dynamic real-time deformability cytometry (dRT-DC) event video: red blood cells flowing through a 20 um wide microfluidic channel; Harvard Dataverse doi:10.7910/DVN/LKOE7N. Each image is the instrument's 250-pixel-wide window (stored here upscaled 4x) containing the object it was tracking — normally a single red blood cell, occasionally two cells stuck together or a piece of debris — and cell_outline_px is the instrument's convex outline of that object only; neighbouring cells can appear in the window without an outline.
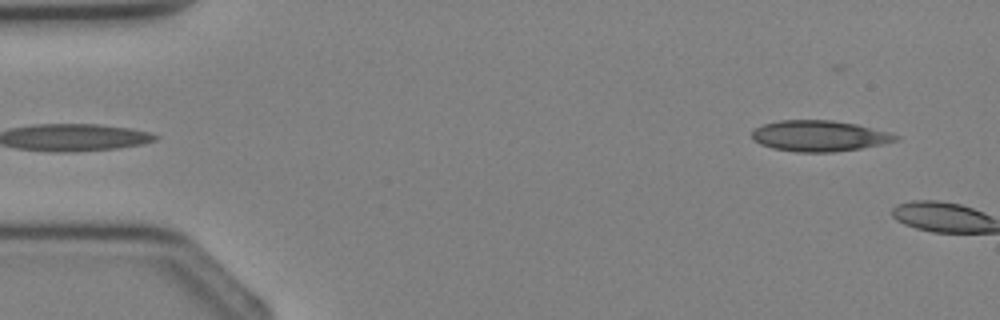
{"species": "Egyptian fruit bat (a non-hibernating species)", "species_latin": "Rousettus aegyptiacus", "temperature_condition": "cold", "stored_images_in_passage": 3, "segment_of_instrument_passage": [2, 2], "camera_frame_rate_fps": 3000, "um_per_image_px": 0.085, "animal": {"sex": "female"}, "frame": {"image": 1, "passage_image": 3, "time_ms": 2.333, "image_size_px": [1000, 320], "cell_outline_px": [[900, 140], [884, 144], [860, 148], [832, 152], [796, 152], [772, 148], [760, 144], [752, 140], [752, 132], [756, 128], [764, 124], [780, 120], [832, 120], [856, 124], [892, 132], [900, 136]], "centroid_in_image_um": [69.68, 11.55], "position_along_channel_um": 15.3, "area_um2": 26.07}}